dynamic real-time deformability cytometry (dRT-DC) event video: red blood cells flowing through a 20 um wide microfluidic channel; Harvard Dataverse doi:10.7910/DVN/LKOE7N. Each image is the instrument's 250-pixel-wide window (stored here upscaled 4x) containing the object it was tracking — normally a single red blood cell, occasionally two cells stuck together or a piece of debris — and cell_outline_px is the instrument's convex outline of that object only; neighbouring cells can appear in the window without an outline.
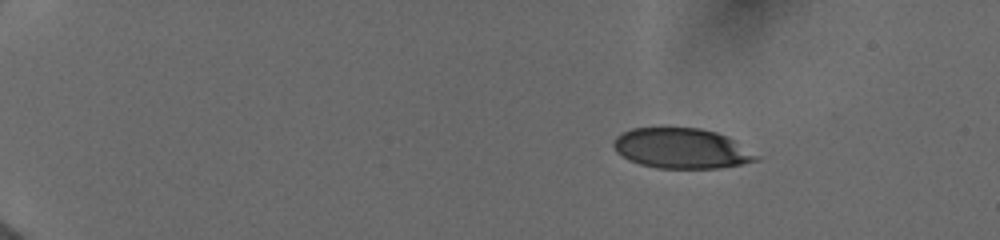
{"species": "human", "species_latin": "Homo sapiens", "temperature_condition": "cold", "stored_images_in_passage": 22, "camera_frame_rate_fps": 3000, "um_per_image_px": 0.085, "donor": {"sex": "female"}, "frame": {"image": 1, "passage_image": 1, "time_ms": 0.0, "image_size_px": [1000, 240], "cell_outline_px": [[760, 160], [720, 168], [656, 168], [640, 164], [628, 160], [616, 152], [612, 144], [616, 136], [632, 128], [700, 128], [716, 132], [728, 136], [756, 156]], "centroid_in_image_um": [57.87, 12.62], "position_along_channel_um": 27.1, "area_um2": 33.18}}
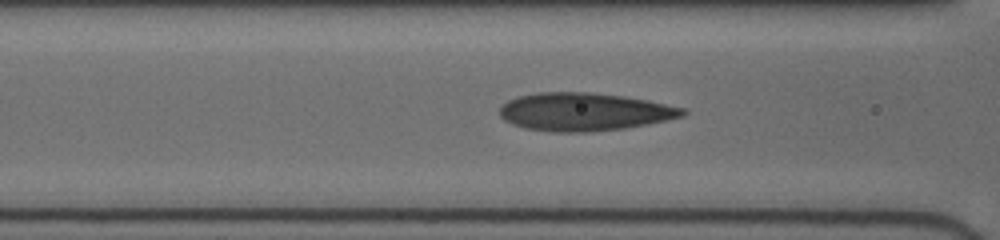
{"frame": {"image": 2, "passage_image": 13, "time_ms": 5.333, "image_size_px": [1000, 240], "cell_outline_px": [[688, 112], [684, 116], [648, 124], [624, 128], [588, 132], [552, 132], [524, 128], [512, 124], [504, 120], [500, 116], [500, 108], [508, 100], [516, 96], [540, 92], [588, 92], [620, 96], [648, 100], [684, 108]], "centroid_in_image_um": [49.65, 9.51], "position_along_channel_um": 117.0, "area_um2": 40.52}}
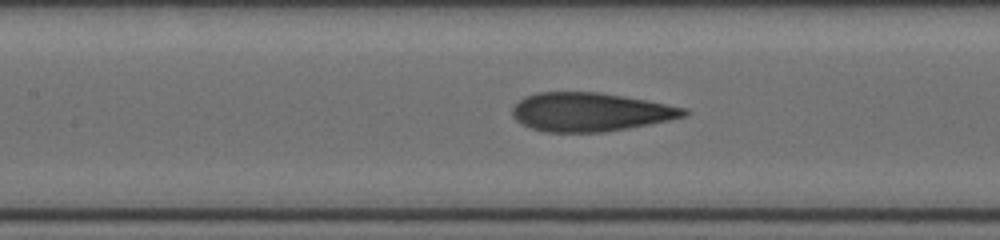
{"frame": {"image": 3, "passage_image": 18, "time_ms": 6.333, "image_size_px": [1000, 240], "cell_outline_px": [[688, 112], [684, 116], [668, 120], [628, 128], [604, 132], [544, 132], [532, 128], [516, 120], [512, 116], [512, 108], [524, 96], [536, 92], [600, 92], [688, 108]], "centroid_in_image_um": [50.14, 9.52], "position_along_channel_um": 157.3, "area_um2": 38.44}}